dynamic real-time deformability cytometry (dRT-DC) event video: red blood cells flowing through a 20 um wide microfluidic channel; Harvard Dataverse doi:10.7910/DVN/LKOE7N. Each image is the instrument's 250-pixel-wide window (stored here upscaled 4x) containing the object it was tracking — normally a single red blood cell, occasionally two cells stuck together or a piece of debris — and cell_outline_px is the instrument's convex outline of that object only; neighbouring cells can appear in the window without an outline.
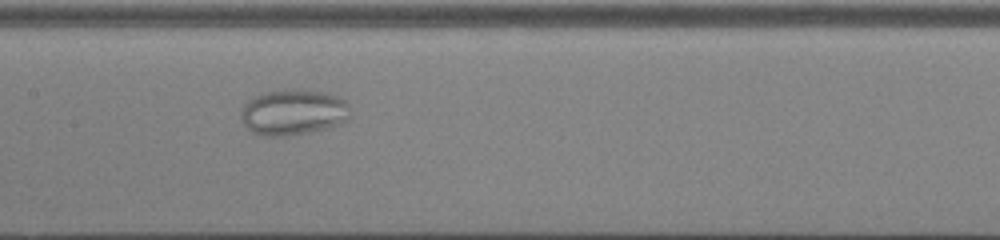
{"species": "common noctule bat (a hibernating species)", "species_latin": "Nyctalus noctula", "temperature_condition": "cold", "stored_images_in_passage": 49, "camera_frame_rate_fps": 3000, "um_per_image_px": 0.085, "animal": {"sex": "male", "body_mass_g": 13.0, "forearm_length_mm": 53.1}, "frame": {"image": 1, "passage_image": 24, "time_ms": 7.667, "image_size_px": [1000, 240], "cell_outline_px": [[348, 120], [340, 124], [328, 128], [308, 132], [284, 136], [264, 136], [252, 132], [244, 124], [240, 116], [240, 112], [244, 104], [248, 100], [256, 96], [268, 92], [284, 88], [328, 92], [344, 100], [348, 104]], "centroid_in_image_um": [24.92, 9.53], "position_along_channel_um": 182.5, "area_um2": 29.19}}
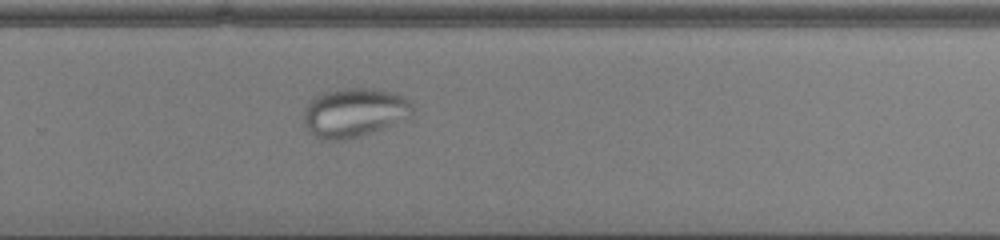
{"frame": {"image": 2, "passage_image": 33, "time_ms": 10.667, "image_size_px": [1000, 240], "cell_outline_px": [[416, 108], [408, 116], [372, 132], [344, 140], [324, 140], [308, 132], [304, 124], [304, 108], [312, 100], [324, 92], [344, 88], [372, 88], [392, 92], [408, 100]], "centroid_in_image_um": [30.07, 9.56], "position_along_channel_um": 299.7, "area_um2": 30.63}}
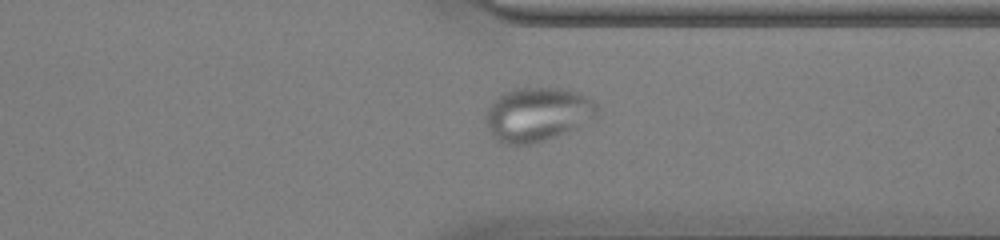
{"frame": {"image": 3, "passage_image": 38, "time_ms": 12.333, "image_size_px": [1000, 240], "cell_outline_px": [[600, 112], [596, 116], [576, 128], [528, 144], [508, 144], [500, 140], [488, 128], [484, 120], [484, 116], [488, 108], [504, 92], [516, 88], [560, 88], [576, 92], [592, 100], [600, 108]], "centroid_in_image_um": [45.7, 9.69], "position_along_channel_um": 365.7, "area_um2": 34.22}}